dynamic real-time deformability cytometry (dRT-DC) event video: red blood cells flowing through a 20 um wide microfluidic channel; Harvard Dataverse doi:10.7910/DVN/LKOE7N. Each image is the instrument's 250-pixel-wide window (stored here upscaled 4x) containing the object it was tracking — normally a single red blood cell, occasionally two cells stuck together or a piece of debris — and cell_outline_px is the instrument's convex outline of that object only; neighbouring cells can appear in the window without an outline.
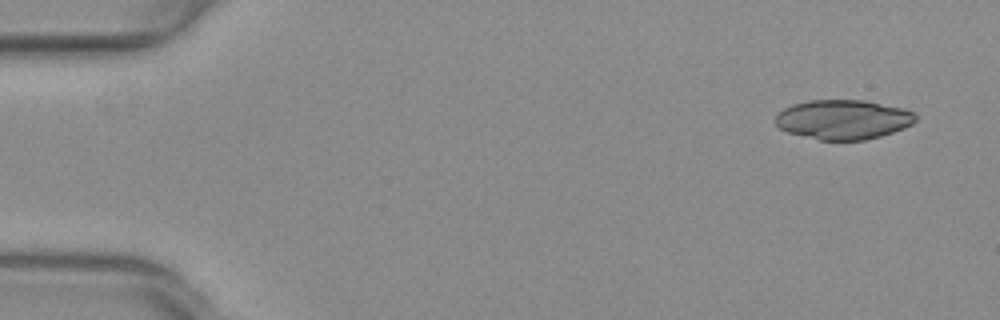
{"species": "common noctule bat (a hibernating species)", "species_latin": "Nyctalus noctula", "temperature_condition": "warm", "stored_images_in_passage": 49, "camera_frame_rate_fps": 3000, "um_per_image_px": 0.085, "animal": {"sex": "female", "body_mass_g": 29.2, "forearm_length_mm": 56.3}, "frame": {"image": 1, "passage_image": 1, "time_ms": 0.0, "image_size_px": [1000, 320], "cell_outline_px": [[916, 120], [912, 124], [904, 128], [880, 136], [864, 140], [820, 140], [788, 132], [780, 128], [776, 124], [776, 116], [784, 108], [792, 104], [808, 100], [864, 100], [904, 108], [912, 112], [916, 116]], "centroid_in_image_um": [71.67, 10.15], "position_along_channel_um": 13.3, "area_um2": 32.19}}